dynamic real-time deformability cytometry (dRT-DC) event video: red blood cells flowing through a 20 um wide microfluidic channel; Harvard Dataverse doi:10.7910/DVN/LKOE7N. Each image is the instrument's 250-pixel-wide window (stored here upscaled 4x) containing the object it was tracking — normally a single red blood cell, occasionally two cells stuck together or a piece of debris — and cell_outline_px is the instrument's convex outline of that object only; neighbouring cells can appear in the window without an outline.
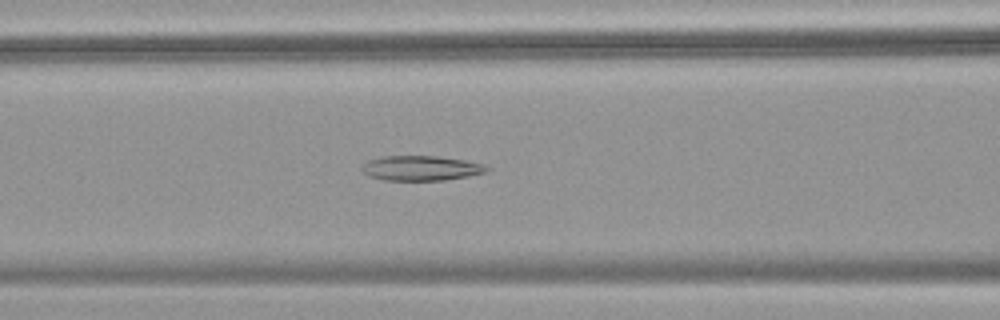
{"species": "common noctule bat (a hibernating species)", "species_latin": "Nyctalus noctula", "temperature_condition": "warm", "stored_images_in_passage": 40, "camera_frame_rate_fps": 3000, "um_per_image_px": 0.085, "animal": {"sex": "female", "body_mass_g": 18.4}, "frame": {"image": 1, "passage_image": 13, "time_ms": 4.0, "image_size_px": [1000, 320], "cell_outline_px": [[488, 172], [468, 176], [444, 180], [384, 180], [368, 176], [364, 172], [364, 164], [368, 160], [384, 156], [436, 156], [464, 160], [484, 164], [488, 168]], "centroid_in_image_um": [35.81, 14.29], "position_along_channel_um": 130.8, "area_um2": 17.92}}
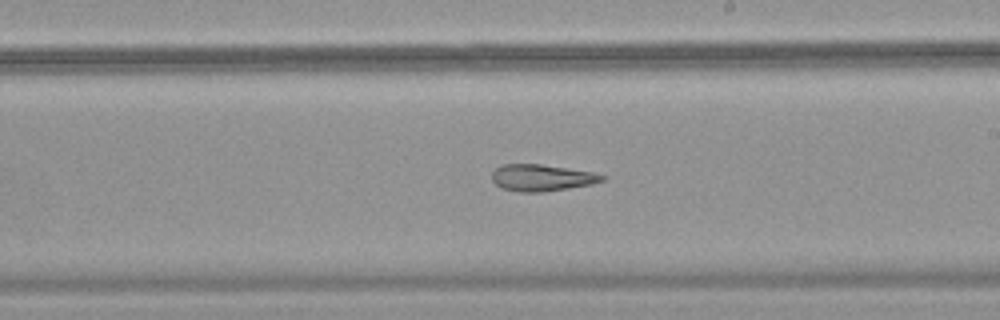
{"frame": {"image": 2, "passage_image": 22, "time_ms": 7.0, "image_size_px": [1000, 320], "cell_outline_px": [[608, 176], [604, 180], [592, 184], [544, 192], [520, 192], [504, 188], [496, 184], [492, 180], [492, 172], [500, 164], [540, 164], [592, 172]], "centroid_in_image_um": [46.05, 15.1], "position_along_channel_um": 242.9, "area_um2": 17.05}}
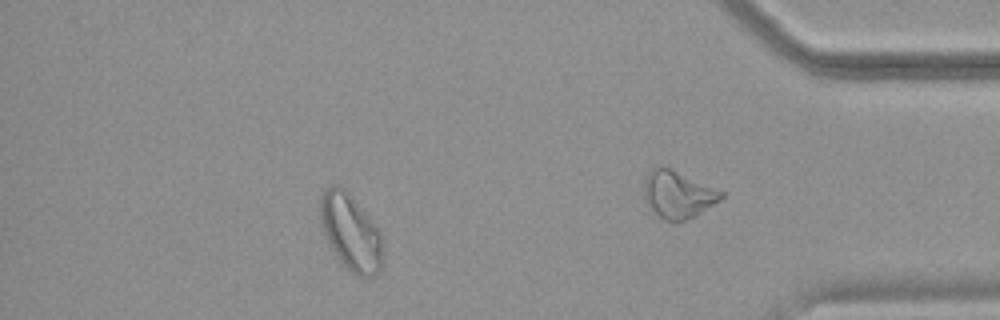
{"frame": {"image": 3, "passage_image": 33, "time_ms": 10.667, "image_size_px": [1000, 320], "cell_outline_px": [[384, 264], [376, 276], [356, 276], [340, 260], [332, 248], [328, 240], [320, 216], [320, 200], [324, 192], [332, 184], [336, 184], [344, 188], [348, 192], [368, 216], [376, 228], [380, 236]], "centroid_in_image_um": [29.84, 19.76], "position_along_channel_um": 405.4, "area_um2": 27.05}, "authors_computed_cell_mechanics": {"area_um2": 19.1896, "velocity_mm_per_s": 3.7569, "shape_relaxation_time_tau1_ms": null, "shape_relaxation_time_tau2_ms": 9.7189, "deformation_change_tau1": null, "deformation_change_tau2": 0.2554}}